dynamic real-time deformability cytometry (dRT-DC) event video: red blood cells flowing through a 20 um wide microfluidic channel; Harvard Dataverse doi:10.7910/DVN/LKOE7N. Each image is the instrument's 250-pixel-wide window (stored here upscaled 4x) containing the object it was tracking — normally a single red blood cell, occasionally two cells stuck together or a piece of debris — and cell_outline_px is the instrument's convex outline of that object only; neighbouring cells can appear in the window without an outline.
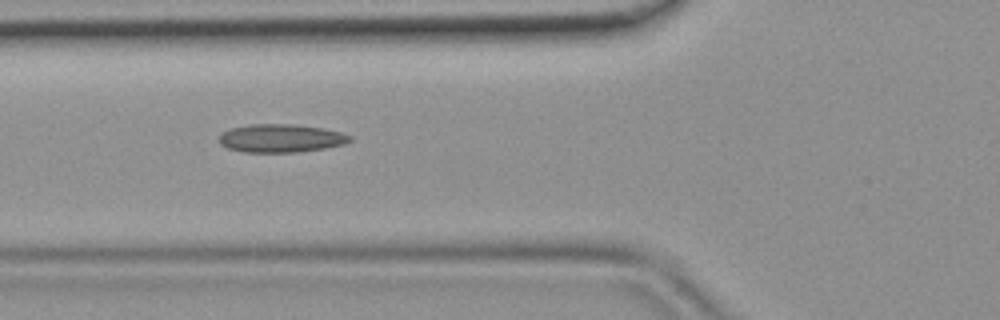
{"species": "common noctule bat (a hibernating species)", "species_latin": "Nyctalus noctula", "temperature_condition": "room temperature", "stored_images_in_passage": 32, "camera_frame_rate_fps": 3000, "um_per_image_px": 0.085, "animal": {"sex": "female", "body_mass_g": 19.9}, "frame": {"image": 1, "passage_image": 4, "time_ms": 1.0, "image_size_px": [1000, 320], "cell_outline_px": [[352, 140], [344, 144], [324, 148], [296, 152], [244, 152], [228, 148], [220, 144], [220, 136], [224, 132], [232, 128], [252, 124], [288, 124], [324, 128], [340, 132], [352, 136]], "centroid_in_image_um": [23.9, 11.75], "position_along_channel_um": 101.9, "area_um2": 21.27}}
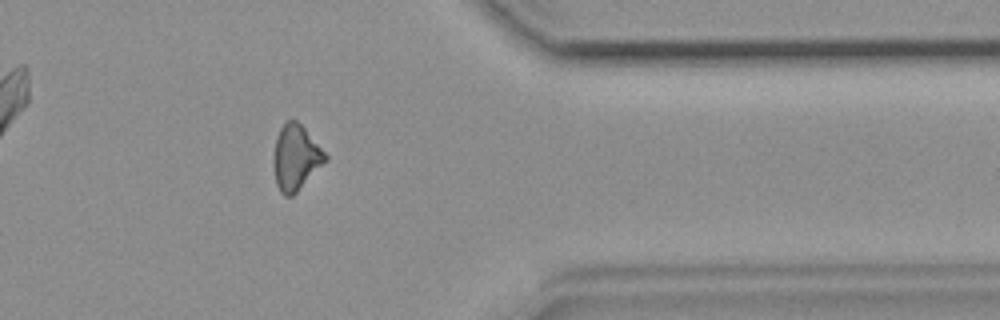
{"frame": {"image": 2, "passage_image": 24, "time_ms": 7.667, "image_size_px": [1000, 320], "cell_outline_px": [[328, 160], [292, 196], [284, 196], [280, 192], [276, 184], [272, 160], [276, 136], [280, 128], [288, 120], [296, 120], [304, 128], [328, 156]], "centroid_in_image_um": [25.12, 13.41], "position_along_channel_um": 386.3, "area_um2": 19.65}}
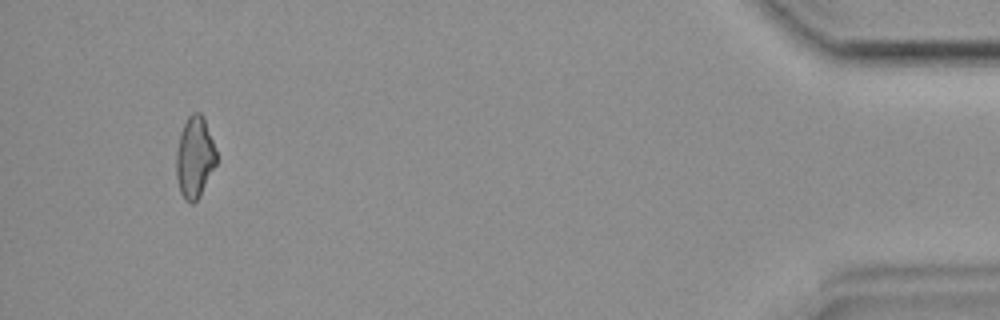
{"frame": {"image": 3, "passage_image": 30, "time_ms": 9.667, "image_size_px": [1000, 320], "cell_outline_px": [[216, 164], [200, 196], [192, 204], [184, 200], [180, 192], [176, 176], [176, 152], [180, 132], [188, 116], [192, 112], [200, 112], [204, 116], [216, 152]], "centroid_in_image_um": [16.53, 13.37], "position_along_channel_um": 418.7, "area_um2": 19.07}}